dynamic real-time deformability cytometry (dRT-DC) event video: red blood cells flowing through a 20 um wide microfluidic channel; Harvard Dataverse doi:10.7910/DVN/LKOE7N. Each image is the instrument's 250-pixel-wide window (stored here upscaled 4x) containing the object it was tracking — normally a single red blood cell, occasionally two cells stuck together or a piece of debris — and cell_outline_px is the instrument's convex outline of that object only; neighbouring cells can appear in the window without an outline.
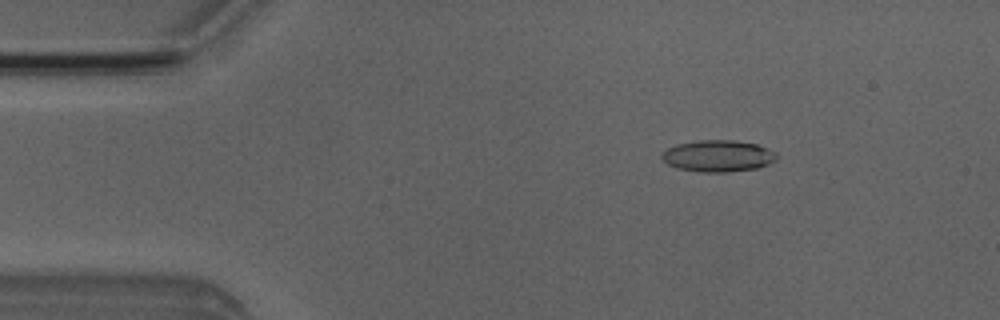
{"species": "Egyptian fruit bat (a non-hibernating species)", "species_latin": "Rousettus aegyptiacus", "temperature_condition": "room temperature", "stored_images_in_passage": 5, "camera_frame_rate_fps": 3000, "um_per_image_px": 0.085, "animal": {"sex": "male"}, "frame": {"image": 1, "passage_image": 3, "time_ms": 2.333, "image_size_px": [1000, 320], "cell_outline_px": [[776, 156], [768, 164], [756, 168], [728, 172], [700, 172], [676, 168], [668, 164], [660, 156], [660, 152], [676, 144], [696, 140], [732, 140], [756, 144], [768, 148], [776, 152]], "centroid_in_image_um": [60.97, 13.25], "position_along_channel_um": 24.0, "area_um2": 21.15}}